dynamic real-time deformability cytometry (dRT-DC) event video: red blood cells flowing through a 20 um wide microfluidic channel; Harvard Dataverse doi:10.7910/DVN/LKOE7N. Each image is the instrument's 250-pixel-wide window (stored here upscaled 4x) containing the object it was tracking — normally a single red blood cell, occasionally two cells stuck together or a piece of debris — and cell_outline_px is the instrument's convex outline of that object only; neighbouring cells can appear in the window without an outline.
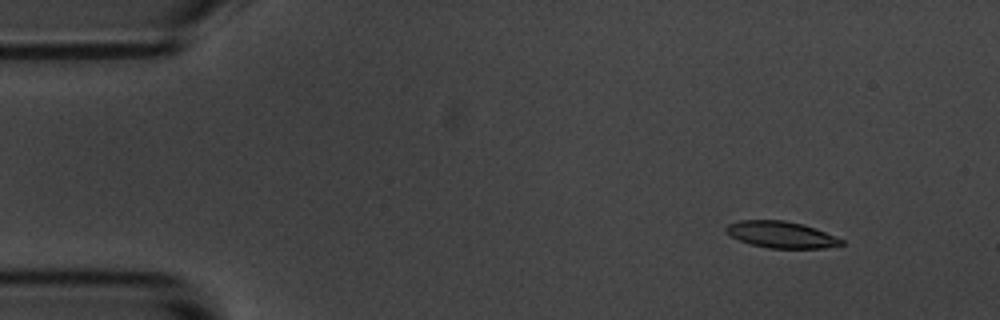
{"species": "common noctule bat (a hibernating species)", "species_latin": "Nyctalus noctula", "temperature_condition": "room temperature", "stored_images_in_passage": 5, "segment_of_instrument_passage": [1, 2], "camera_frame_rate_fps": 3000, "um_per_image_px": 0.085, "animal": {"sex": "male", "body_mass_g": 20.1, "forearm_length_mm": 53.5}, "frame": {"image": 1, "passage_image": 1, "time_ms": 0.0, "image_size_px": [1000, 320], "cell_outline_px": [[844, 244], [824, 248], [768, 248], [752, 244], [740, 240], [724, 232], [724, 228], [728, 224], [740, 220], [784, 220], [804, 224], [844, 240]], "centroid_in_image_um": [66.38, 19.93], "position_along_channel_um": 18.6, "area_um2": 17.74}}